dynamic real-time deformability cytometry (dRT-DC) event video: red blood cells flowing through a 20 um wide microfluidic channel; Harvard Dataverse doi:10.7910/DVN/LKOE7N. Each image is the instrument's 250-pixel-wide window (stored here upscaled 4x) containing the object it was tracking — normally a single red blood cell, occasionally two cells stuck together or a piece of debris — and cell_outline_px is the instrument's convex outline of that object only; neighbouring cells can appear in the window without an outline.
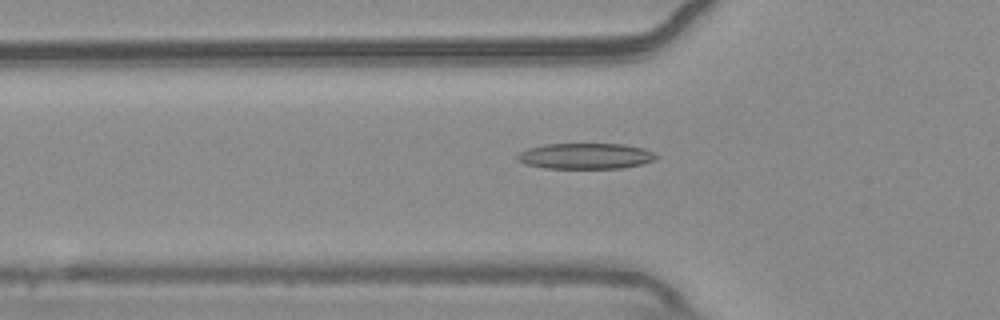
{"species": "common noctule bat (a hibernating species)", "species_latin": "Nyctalus noctula", "temperature_condition": "warm", "stored_images_in_passage": 55, "camera_frame_rate_fps": 3000, "um_per_image_px": 0.085, "animal": {"sex": "male", "body_mass_g": 20.4}, "frame": {"image": 1, "passage_image": 19, "time_ms": 6.0, "image_size_px": [1000, 320], "cell_outline_px": [[660, 156], [656, 160], [644, 164], [624, 168], [544, 168], [524, 164], [516, 160], [516, 156], [520, 152], [528, 148], [544, 144], [624, 144], [644, 148], [656, 152]], "centroid_in_image_um": [49.83, 13.27], "position_along_channel_um": 76.0, "area_um2": 21.27}}
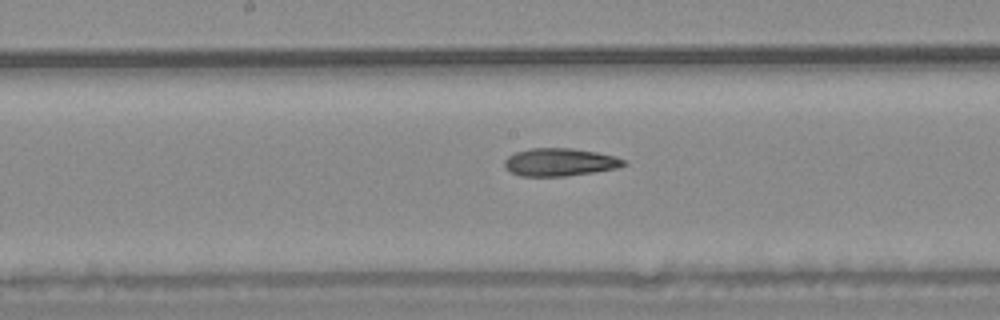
{"frame": {"image": 2, "passage_image": 29, "time_ms": 9.333, "image_size_px": [1000, 320], "cell_outline_px": [[628, 164], [616, 168], [592, 172], [564, 176], [520, 176], [504, 168], [504, 160], [508, 156], [516, 152], [532, 148], [572, 148], [596, 152], [616, 156], [628, 160]], "centroid_in_image_um": [47.6, 13.78], "position_along_channel_um": 200.6, "area_um2": 19.36}}
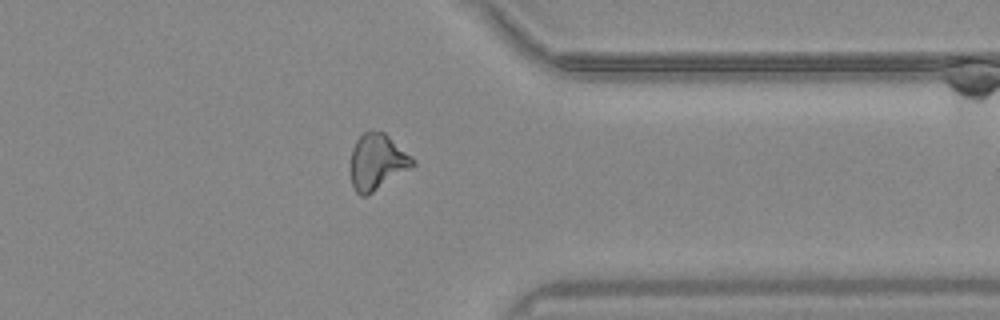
{"frame": {"image": 3, "passage_image": 44, "time_ms": 14.333, "image_size_px": [1000, 320], "cell_outline_px": [[416, 164], [368, 196], [360, 196], [356, 192], [352, 184], [348, 168], [352, 148], [356, 140], [368, 128], [384, 132], [412, 156], [416, 160]], "centroid_in_image_um": [32.02, 13.75], "position_along_channel_um": 379.4, "area_um2": 20.81}, "authors_computed_cell_mechanics": {"area_um2": 20.0566, "velocity_mm_per_s": 3.7126, "shape_relaxation_time_tau1_ms": null, "shape_relaxation_time_tau2_ms": 7.0887, "deformation_change_tau1": null, "deformation_change_tau2": 0.1894}}